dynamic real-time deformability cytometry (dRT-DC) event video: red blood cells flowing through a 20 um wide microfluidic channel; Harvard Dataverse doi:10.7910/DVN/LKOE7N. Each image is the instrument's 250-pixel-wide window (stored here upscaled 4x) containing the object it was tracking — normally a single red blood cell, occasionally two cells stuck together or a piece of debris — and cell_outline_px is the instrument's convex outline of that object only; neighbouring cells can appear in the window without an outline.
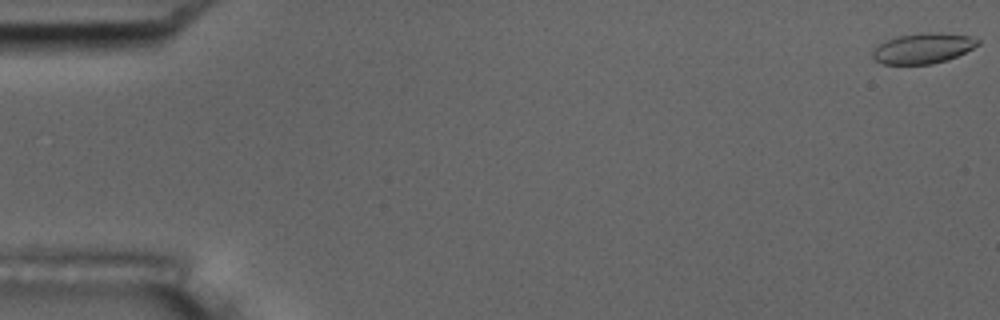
{"species": "common noctule bat (a hibernating species)", "species_latin": "Nyctalus noctula", "temperature_condition": "room temperature", "stored_images_in_passage": 57, "camera_frame_rate_fps": 3000, "um_per_image_px": 0.085, "animal": {"sex": "male", "body_mass_g": 17.5, "forearm_length_mm": 52.3}, "frame": {"image": 1, "passage_image": 1, "time_ms": 0.0, "image_size_px": [1000, 320], "cell_outline_px": [[980, 44], [956, 56], [932, 64], [884, 64], [876, 60], [872, 56], [872, 52], [880, 44], [896, 36], [924, 32], [940, 32], [968, 36], [980, 40]], "centroid_in_image_um": [78.46, 4.09], "position_along_channel_um": 6.5, "area_um2": 18.38}}
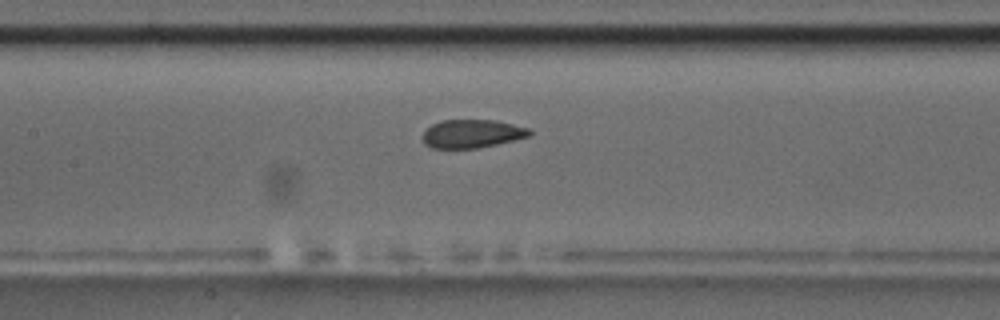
{"frame": {"image": 2, "passage_image": 27, "time_ms": 8.667, "image_size_px": [1000, 320], "cell_outline_px": [[532, 132], [528, 136], [516, 140], [476, 148], [432, 148], [424, 144], [424, 132], [432, 124], [440, 120], [496, 120], [532, 128]], "centroid_in_image_um": [40.16, 11.35], "position_along_channel_um": 167.2, "area_um2": 17.69}}
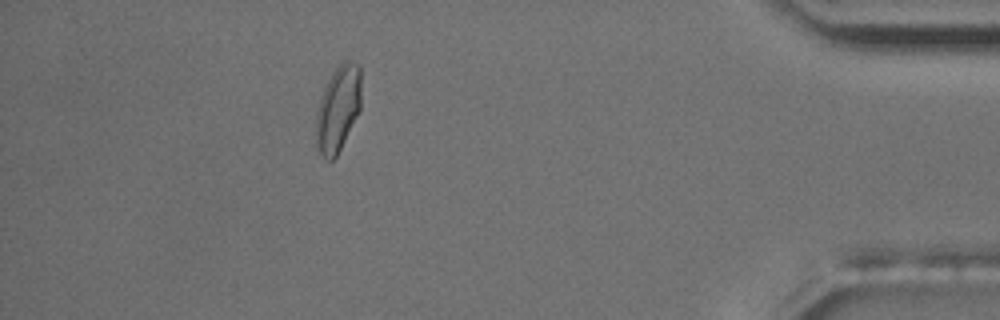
{"frame": {"image": 3, "passage_image": 51, "time_ms": 16.667, "image_size_px": [1000, 320], "cell_outline_px": [[360, 112], [336, 156], [332, 160], [328, 160], [316, 148], [316, 112], [320, 96], [332, 72], [344, 60], [348, 60], [360, 64]], "centroid_in_image_um": [28.73, 9.22], "position_along_channel_um": 406.5, "area_um2": 22.66}, "authors_computed_cell_mechanics": {"area_um2": 18.785, "velocity_mm_per_s": 3.6008, "shape_relaxation_time_tau1_ms": null, "shape_relaxation_time_tau2_ms": 1.1472, "deformation_change_tau1": null, "deformation_change_tau2": 0.0455}}